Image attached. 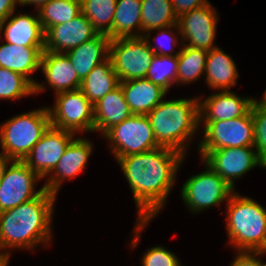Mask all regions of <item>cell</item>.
I'll return each instance as SVG.
<instances>
[{
  "label": "cell",
  "instance_id": "7bdbcfd3",
  "mask_svg": "<svg viewBox=\"0 0 266 266\" xmlns=\"http://www.w3.org/2000/svg\"><path fill=\"white\" fill-rule=\"evenodd\" d=\"M260 266H266V263H263V262L260 260Z\"/></svg>",
  "mask_w": 266,
  "mask_h": 266
},
{
  "label": "cell",
  "instance_id": "7a4b0ae2",
  "mask_svg": "<svg viewBox=\"0 0 266 266\" xmlns=\"http://www.w3.org/2000/svg\"><path fill=\"white\" fill-rule=\"evenodd\" d=\"M55 200L56 195L45 189L33 200L0 212V250L50 244Z\"/></svg>",
  "mask_w": 266,
  "mask_h": 266
},
{
  "label": "cell",
  "instance_id": "ab89813d",
  "mask_svg": "<svg viewBox=\"0 0 266 266\" xmlns=\"http://www.w3.org/2000/svg\"><path fill=\"white\" fill-rule=\"evenodd\" d=\"M51 0H20V5H31L35 4L37 6V11L46 3H48Z\"/></svg>",
  "mask_w": 266,
  "mask_h": 266
},
{
  "label": "cell",
  "instance_id": "d6a6232c",
  "mask_svg": "<svg viewBox=\"0 0 266 266\" xmlns=\"http://www.w3.org/2000/svg\"><path fill=\"white\" fill-rule=\"evenodd\" d=\"M251 112L254 121V148L266 166V111L253 102Z\"/></svg>",
  "mask_w": 266,
  "mask_h": 266
},
{
  "label": "cell",
  "instance_id": "8992f818",
  "mask_svg": "<svg viewBox=\"0 0 266 266\" xmlns=\"http://www.w3.org/2000/svg\"><path fill=\"white\" fill-rule=\"evenodd\" d=\"M103 136L111 141L110 149L115 160L158 148L147 115L132 114L123 122L108 129Z\"/></svg>",
  "mask_w": 266,
  "mask_h": 266
},
{
  "label": "cell",
  "instance_id": "7402d4cb",
  "mask_svg": "<svg viewBox=\"0 0 266 266\" xmlns=\"http://www.w3.org/2000/svg\"><path fill=\"white\" fill-rule=\"evenodd\" d=\"M109 43L108 35L98 34L91 40L65 52L81 81L95 66L109 57Z\"/></svg>",
  "mask_w": 266,
  "mask_h": 266
},
{
  "label": "cell",
  "instance_id": "4fadbf2b",
  "mask_svg": "<svg viewBox=\"0 0 266 266\" xmlns=\"http://www.w3.org/2000/svg\"><path fill=\"white\" fill-rule=\"evenodd\" d=\"M73 137L72 132L50 126L23 161L44 178L55 169Z\"/></svg>",
  "mask_w": 266,
  "mask_h": 266
},
{
  "label": "cell",
  "instance_id": "2e32d148",
  "mask_svg": "<svg viewBox=\"0 0 266 266\" xmlns=\"http://www.w3.org/2000/svg\"><path fill=\"white\" fill-rule=\"evenodd\" d=\"M93 146L85 138H74L66 148L57 166L47 179L43 187L50 193L57 195L61 183L67 178H74L84 170L88 158L92 154ZM63 180V181H62Z\"/></svg>",
  "mask_w": 266,
  "mask_h": 266
},
{
  "label": "cell",
  "instance_id": "e0dca14e",
  "mask_svg": "<svg viewBox=\"0 0 266 266\" xmlns=\"http://www.w3.org/2000/svg\"><path fill=\"white\" fill-rule=\"evenodd\" d=\"M254 99L241 98L229 90L214 93L203 102L199 100V124L202 121H224L245 116Z\"/></svg>",
  "mask_w": 266,
  "mask_h": 266
},
{
  "label": "cell",
  "instance_id": "6da1fadb",
  "mask_svg": "<svg viewBox=\"0 0 266 266\" xmlns=\"http://www.w3.org/2000/svg\"><path fill=\"white\" fill-rule=\"evenodd\" d=\"M183 159L182 154L161 147L117 159L139 210L131 247L138 244L140 231L166 203Z\"/></svg>",
  "mask_w": 266,
  "mask_h": 266
},
{
  "label": "cell",
  "instance_id": "e575fe53",
  "mask_svg": "<svg viewBox=\"0 0 266 266\" xmlns=\"http://www.w3.org/2000/svg\"><path fill=\"white\" fill-rule=\"evenodd\" d=\"M175 27L177 28L178 24L170 25V26H167V27H164V28H160V29H156L158 31L161 30L160 34H158L159 37H157L156 39L153 38V40H158L159 41V43H158L159 47H158V45H157V47L152 45V43H150L151 41L149 39H146L148 41L150 49L153 51V53L155 55H157V56H178L179 55L180 51H175L174 49H172V46H176L177 45L175 43L178 40V39H176L177 36L174 37L175 35L174 34L172 35L171 30H169L170 28H175ZM164 38L168 42H166V43L162 42V41H164V40H162ZM165 46H166V48H165ZM174 51H175V54L173 55L172 53H174Z\"/></svg>",
  "mask_w": 266,
  "mask_h": 266
},
{
  "label": "cell",
  "instance_id": "ba28073f",
  "mask_svg": "<svg viewBox=\"0 0 266 266\" xmlns=\"http://www.w3.org/2000/svg\"><path fill=\"white\" fill-rule=\"evenodd\" d=\"M54 108H48L51 126L72 133L94 131V106L78 89L56 93Z\"/></svg>",
  "mask_w": 266,
  "mask_h": 266
},
{
  "label": "cell",
  "instance_id": "5bb4252c",
  "mask_svg": "<svg viewBox=\"0 0 266 266\" xmlns=\"http://www.w3.org/2000/svg\"><path fill=\"white\" fill-rule=\"evenodd\" d=\"M217 20V12L209 3L181 15L177 21V32L182 41L189 40L185 46L210 51L217 47L213 44Z\"/></svg>",
  "mask_w": 266,
  "mask_h": 266
},
{
  "label": "cell",
  "instance_id": "d4e9b609",
  "mask_svg": "<svg viewBox=\"0 0 266 266\" xmlns=\"http://www.w3.org/2000/svg\"><path fill=\"white\" fill-rule=\"evenodd\" d=\"M119 78L112 67L110 58L95 66L81 82L80 90L94 105L107 93L119 86Z\"/></svg>",
  "mask_w": 266,
  "mask_h": 266
},
{
  "label": "cell",
  "instance_id": "d6986e66",
  "mask_svg": "<svg viewBox=\"0 0 266 266\" xmlns=\"http://www.w3.org/2000/svg\"><path fill=\"white\" fill-rule=\"evenodd\" d=\"M36 15L19 13L14 16L12 13L6 20L0 22V34L6 24L4 39L7 43L16 46L44 47L45 32L41 26L38 12Z\"/></svg>",
  "mask_w": 266,
  "mask_h": 266
},
{
  "label": "cell",
  "instance_id": "f1b7e54d",
  "mask_svg": "<svg viewBox=\"0 0 266 266\" xmlns=\"http://www.w3.org/2000/svg\"><path fill=\"white\" fill-rule=\"evenodd\" d=\"M178 55L177 84L190 83L205 74L208 51L181 44Z\"/></svg>",
  "mask_w": 266,
  "mask_h": 266
},
{
  "label": "cell",
  "instance_id": "8fae6325",
  "mask_svg": "<svg viewBox=\"0 0 266 266\" xmlns=\"http://www.w3.org/2000/svg\"><path fill=\"white\" fill-rule=\"evenodd\" d=\"M42 179L23 160H12L0 182V212L12 209L38 197L45 188L35 189Z\"/></svg>",
  "mask_w": 266,
  "mask_h": 266
},
{
  "label": "cell",
  "instance_id": "5b68a950",
  "mask_svg": "<svg viewBox=\"0 0 266 266\" xmlns=\"http://www.w3.org/2000/svg\"><path fill=\"white\" fill-rule=\"evenodd\" d=\"M50 126L46 107L7 120L0 126L2 152L12 160H24Z\"/></svg>",
  "mask_w": 266,
  "mask_h": 266
},
{
  "label": "cell",
  "instance_id": "52a82bcc",
  "mask_svg": "<svg viewBox=\"0 0 266 266\" xmlns=\"http://www.w3.org/2000/svg\"><path fill=\"white\" fill-rule=\"evenodd\" d=\"M154 55L144 36L116 38L109 43V58L120 82L145 78Z\"/></svg>",
  "mask_w": 266,
  "mask_h": 266
},
{
  "label": "cell",
  "instance_id": "9a60e30c",
  "mask_svg": "<svg viewBox=\"0 0 266 266\" xmlns=\"http://www.w3.org/2000/svg\"><path fill=\"white\" fill-rule=\"evenodd\" d=\"M98 34L88 18L81 13L69 22L56 24L45 31L44 51L65 53Z\"/></svg>",
  "mask_w": 266,
  "mask_h": 266
},
{
  "label": "cell",
  "instance_id": "30bf717a",
  "mask_svg": "<svg viewBox=\"0 0 266 266\" xmlns=\"http://www.w3.org/2000/svg\"><path fill=\"white\" fill-rule=\"evenodd\" d=\"M207 170L191 176L182 186L181 197L191 212L198 213L228 201L232 188L215 171L205 164Z\"/></svg>",
  "mask_w": 266,
  "mask_h": 266
},
{
  "label": "cell",
  "instance_id": "f546056e",
  "mask_svg": "<svg viewBox=\"0 0 266 266\" xmlns=\"http://www.w3.org/2000/svg\"><path fill=\"white\" fill-rule=\"evenodd\" d=\"M117 0H81L82 13L99 34L108 35L113 28Z\"/></svg>",
  "mask_w": 266,
  "mask_h": 266
},
{
  "label": "cell",
  "instance_id": "83f0119b",
  "mask_svg": "<svg viewBox=\"0 0 266 266\" xmlns=\"http://www.w3.org/2000/svg\"><path fill=\"white\" fill-rule=\"evenodd\" d=\"M44 32L56 24L67 23L82 13L81 0H51L38 11Z\"/></svg>",
  "mask_w": 266,
  "mask_h": 266
},
{
  "label": "cell",
  "instance_id": "cb8c5ba5",
  "mask_svg": "<svg viewBox=\"0 0 266 266\" xmlns=\"http://www.w3.org/2000/svg\"><path fill=\"white\" fill-rule=\"evenodd\" d=\"M205 73L208 86L222 91L235 86L239 77L234 60L218 47L208 51Z\"/></svg>",
  "mask_w": 266,
  "mask_h": 266
},
{
  "label": "cell",
  "instance_id": "836d02e7",
  "mask_svg": "<svg viewBox=\"0 0 266 266\" xmlns=\"http://www.w3.org/2000/svg\"><path fill=\"white\" fill-rule=\"evenodd\" d=\"M142 266H181L174 253L162 246H155L144 253Z\"/></svg>",
  "mask_w": 266,
  "mask_h": 266
},
{
  "label": "cell",
  "instance_id": "484cf974",
  "mask_svg": "<svg viewBox=\"0 0 266 266\" xmlns=\"http://www.w3.org/2000/svg\"><path fill=\"white\" fill-rule=\"evenodd\" d=\"M141 11V0H117L113 28L108 34L110 40L143 36L140 33L142 32ZM134 28L139 31H133Z\"/></svg>",
  "mask_w": 266,
  "mask_h": 266
},
{
  "label": "cell",
  "instance_id": "4dcf8cb0",
  "mask_svg": "<svg viewBox=\"0 0 266 266\" xmlns=\"http://www.w3.org/2000/svg\"><path fill=\"white\" fill-rule=\"evenodd\" d=\"M177 70L178 56L154 55L145 78L167 92L172 83H177Z\"/></svg>",
  "mask_w": 266,
  "mask_h": 266
},
{
  "label": "cell",
  "instance_id": "74e56055",
  "mask_svg": "<svg viewBox=\"0 0 266 266\" xmlns=\"http://www.w3.org/2000/svg\"><path fill=\"white\" fill-rule=\"evenodd\" d=\"M20 0H0V22L6 20L16 8Z\"/></svg>",
  "mask_w": 266,
  "mask_h": 266
},
{
  "label": "cell",
  "instance_id": "60d3db41",
  "mask_svg": "<svg viewBox=\"0 0 266 266\" xmlns=\"http://www.w3.org/2000/svg\"><path fill=\"white\" fill-rule=\"evenodd\" d=\"M10 252H0V266H7L10 258Z\"/></svg>",
  "mask_w": 266,
  "mask_h": 266
},
{
  "label": "cell",
  "instance_id": "ffe728a7",
  "mask_svg": "<svg viewBox=\"0 0 266 266\" xmlns=\"http://www.w3.org/2000/svg\"><path fill=\"white\" fill-rule=\"evenodd\" d=\"M40 68L55 93L78 90L81 87L82 81L65 53L44 51Z\"/></svg>",
  "mask_w": 266,
  "mask_h": 266
},
{
  "label": "cell",
  "instance_id": "f35d334b",
  "mask_svg": "<svg viewBox=\"0 0 266 266\" xmlns=\"http://www.w3.org/2000/svg\"><path fill=\"white\" fill-rule=\"evenodd\" d=\"M11 161L12 159L7 157L3 152L0 153V182L3 178L6 168Z\"/></svg>",
  "mask_w": 266,
  "mask_h": 266
},
{
  "label": "cell",
  "instance_id": "277c9868",
  "mask_svg": "<svg viewBox=\"0 0 266 266\" xmlns=\"http://www.w3.org/2000/svg\"><path fill=\"white\" fill-rule=\"evenodd\" d=\"M227 203L229 242L237 251L266 252V209L235 192Z\"/></svg>",
  "mask_w": 266,
  "mask_h": 266
},
{
  "label": "cell",
  "instance_id": "3957f363",
  "mask_svg": "<svg viewBox=\"0 0 266 266\" xmlns=\"http://www.w3.org/2000/svg\"><path fill=\"white\" fill-rule=\"evenodd\" d=\"M147 116L157 146L185 156L189 140L199 127V98L162 100Z\"/></svg>",
  "mask_w": 266,
  "mask_h": 266
},
{
  "label": "cell",
  "instance_id": "1f68e13d",
  "mask_svg": "<svg viewBox=\"0 0 266 266\" xmlns=\"http://www.w3.org/2000/svg\"><path fill=\"white\" fill-rule=\"evenodd\" d=\"M34 94V86L22 75L0 67V99H19Z\"/></svg>",
  "mask_w": 266,
  "mask_h": 266
},
{
  "label": "cell",
  "instance_id": "44dd1931",
  "mask_svg": "<svg viewBox=\"0 0 266 266\" xmlns=\"http://www.w3.org/2000/svg\"><path fill=\"white\" fill-rule=\"evenodd\" d=\"M119 85L131 113L136 115H147L167 93L146 78L122 81Z\"/></svg>",
  "mask_w": 266,
  "mask_h": 266
},
{
  "label": "cell",
  "instance_id": "4316f807",
  "mask_svg": "<svg viewBox=\"0 0 266 266\" xmlns=\"http://www.w3.org/2000/svg\"><path fill=\"white\" fill-rule=\"evenodd\" d=\"M141 6L142 33L145 39L151 38L153 30L177 24L178 18L174 14L171 0H141Z\"/></svg>",
  "mask_w": 266,
  "mask_h": 266
},
{
  "label": "cell",
  "instance_id": "8d00e7d4",
  "mask_svg": "<svg viewBox=\"0 0 266 266\" xmlns=\"http://www.w3.org/2000/svg\"><path fill=\"white\" fill-rule=\"evenodd\" d=\"M264 253L266 252L238 251L235 260L230 266H260V259L256 255H263Z\"/></svg>",
  "mask_w": 266,
  "mask_h": 266
},
{
  "label": "cell",
  "instance_id": "ac0fdd59",
  "mask_svg": "<svg viewBox=\"0 0 266 266\" xmlns=\"http://www.w3.org/2000/svg\"><path fill=\"white\" fill-rule=\"evenodd\" d=\"M44 47H26L10 43L0 45V67H4L24 76L33 86L34 94L45 90L43 83L30 78L40 68Z\"/></svg>",
  "mask_w": 266,
  "mask_h": 266
},
{
  "label": "cell",
  "instance_id": "603a6c76",
  "mask_svg": "<svg viewBox=\"0 0 266 266\" xmlns=\"http://www.w3.org/2000/svg\"><path fill=\"white\" fill-rule=\"evenodd\" d=\"M93 106L94 131H101L102 135L132 115L120 85Z\"/></svg>",
  "mask_w": 266,
  "mask_h": 266
},
{
  "label": "cell",
  "instance_id": "7c38bea8",
  "mask_svg": "<svg viewBox=\"0 0 266 266\" xmlns=\"http://www.w3.org/2000/svg\"><path fill=\"white\" fill-rule=\"evenodd\" d=\"M252 148L254 146L225 147L199 153L205 164L234 188L233 180L241 178L247 171L257 166L266 168Z\"/></svg>",
  "mask_w": 266,
  "mask_h": 266
},
{
  "label": "cell",
  "instance_id": "9c48e42d",
  "mask_svg": "<svg viewBox=\"0 0 266 266\" xmlns=\"http://www.w3.org/2000/svg\"><path fill=\"white\" fill-rule=\"evenodd\" d=\"M203 122L204 138L199 142V151L254 146V121L251 110L245 116L231 120Z\"/></svg>",
  "mask_w": 266,
  "mask_h": 266
},
{
  "label": "cell",
  "instance_id": "b9f144b4",
  "mask_svg": "<svg viewBox=\"0 0 266 266\" xmlns=\"http://www.w3.org/2000/svg\"><path fill=\"white\" fill-rule=\"evenodd\" d=\"M254 102L264 111H266V90L263 94V99H261L260 101L254 99Z\"/></svg>",
  "mask_w": 266,
  "mask_h": 266
},
{
  "label": "cell",
  "instance_id": "d590c367",
  "mask_svg": "<svg viewBox=\"0 0 266 266\" xmlns=\"http://www.w3.org/2000/svg\"><path fill=\"white\" fill-rule=\"evenodd\" d=\"M171 2L177 18L193 9L209 4L207 0H171Z\"/></svg>",
  "mask_w": 266,
  "mask_h": 266
}]
</instances>
